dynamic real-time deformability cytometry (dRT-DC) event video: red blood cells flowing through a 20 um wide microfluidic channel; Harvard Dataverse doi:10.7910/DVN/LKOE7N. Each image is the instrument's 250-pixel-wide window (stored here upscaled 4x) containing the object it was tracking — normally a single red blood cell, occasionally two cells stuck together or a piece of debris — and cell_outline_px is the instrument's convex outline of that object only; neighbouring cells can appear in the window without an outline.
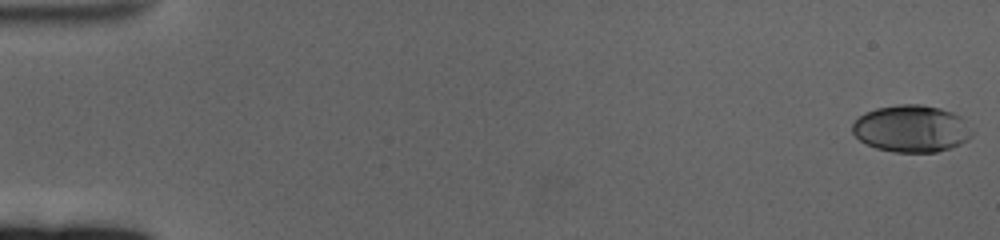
{"species": "human", "species_latin": "Homo sapiens", "temperature_condition": "cold", "stored_images_in_passage": 61, "camera_frame_rate_fps": 3000, "um_per_image_px": 0.085, "donor": {"sex": "female"}, "frame": {"image": 1, "passage_image": 1, "time_ms": 0.0, "image_size_px": [1000, 240], "cell_outline_px": [[972, 136], [968, 140], [960, 144], [936, 152], [892, 152], [876, 148], [860, 140], [852, 132], [852, 124], [864, 112], [876, 108], [900, 104], [920, 104], [940, 108], [952, 112], [960, 116], [972, 128]], "centroid_in_image_um": [77.48, 10.93], "position_along_channel_um": 7.5, "area_um2": 32.83}}
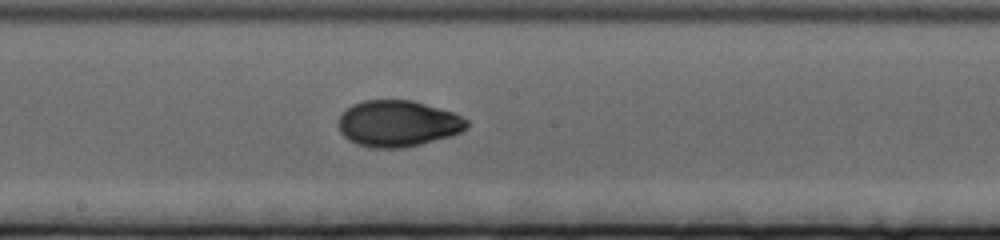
{"frame": {"image": 2, "passage_image": 34, "time_ms": 11.0, "image_size_px": [1000, 240], "cell_outline_px": [[468, 128], [452, 136], [404, 148], [372, 148], [356, 144], [348, 140], [340, 132], [340, 116], [352, 104], [364, 100], [412, 100], [452, 112], [468, 120]], "centroid_in_image_um": [33.83, 10.51], "position_along_channel_um": 214.4, "area_um2": 34.56}}
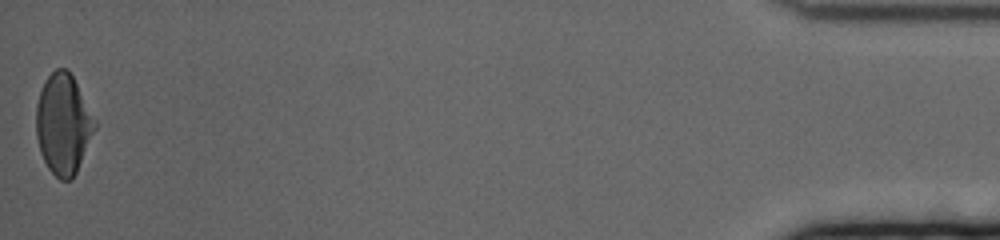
{"frame": {"image": 3, "passage_image": 61, "time_ms": 20.0, "image_size_px": [1000, 240], "cell_outline_px": [[96, 128], [76, 172], [72, 180], [60, 180], [48, 168], [40, 152], [36, 136], [36, 104], [40, 92], [48, 76], [56, 68], [64, 68], [72, 76], [96, 124]], "centroid_in_image_um": [5.35, 10.59], "position_along_channel_um": 429.9, "area_um2": 33.58}, "authors_computed_cell_mechanics": {"area_um2": 33.6974, "velocity_mm_per_s": 3.3733, "shape_relaxation_time_tau1_ms": 5.5236, "shape_relaxation_time_tau2_ms": 1.7471, "deformation_change_tau1": 0.1746, "deformation_change_tau2": 0.0442}}